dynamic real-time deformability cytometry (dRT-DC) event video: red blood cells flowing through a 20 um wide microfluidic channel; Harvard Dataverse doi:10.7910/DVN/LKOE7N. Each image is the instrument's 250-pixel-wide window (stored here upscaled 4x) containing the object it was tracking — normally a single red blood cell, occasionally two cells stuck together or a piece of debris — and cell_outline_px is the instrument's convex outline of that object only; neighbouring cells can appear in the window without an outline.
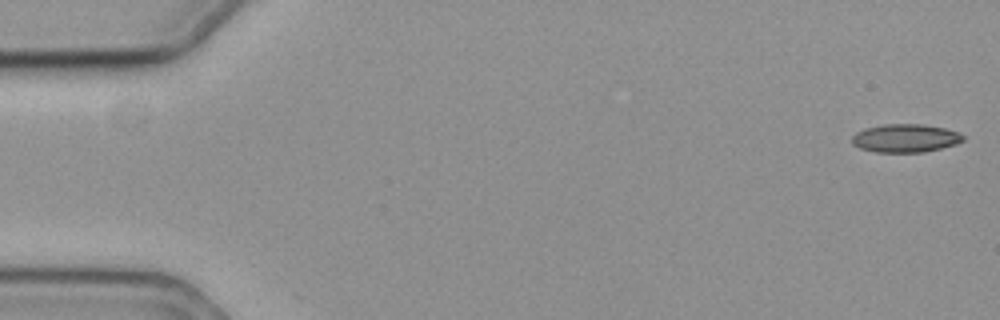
{"species": "common noctule bat (a hibernating species)", "species_latin": "Nyctalus noctula", "temperature_condition": "cold", "stored_images_in_passage": 52, "camera_frame_rate_fps": 3000, "um_per_image_px": 0.085, "animal": {"sex": "female", "body_mass_g": 19.3, "forearm_length_mm": 54.1}, "frame": {"image": 1, "passage_image": 1, "time_ms": 0.0, "image_size_px": [1000, 320], "cell_outline_px": [[964, 140], [956, 144], [924, 152], [876, 152], [860, 148], [852, 144], [852, 136], [856, 132], [864, 128], [884, 124], [924, 124], [944, 128], [960, 132], [964, 136]], "centroid_in_image_um": [76.95, 11.74], "position_along_channel_um": 8.0, "area_um2": 18.38}}
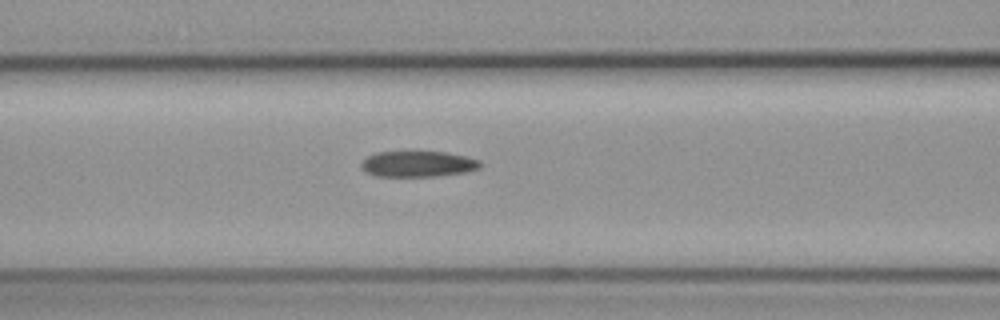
{"frame": {"image": 2, "passage_image": 24, "time_ms": 7.667, "image_size_px": [1000, 320], "cell_outline_px": [[484, 164], [480, 168], [468, 172], [436, 176], [376, 176], [368, 172], [360, 164], [368, 156], [376, 152], [448, 152], [480, 160]], "centroid_in_image_um": [35.6, 13.94], "position_along_channel_um": 131.0, "area_um2": 17.86}}
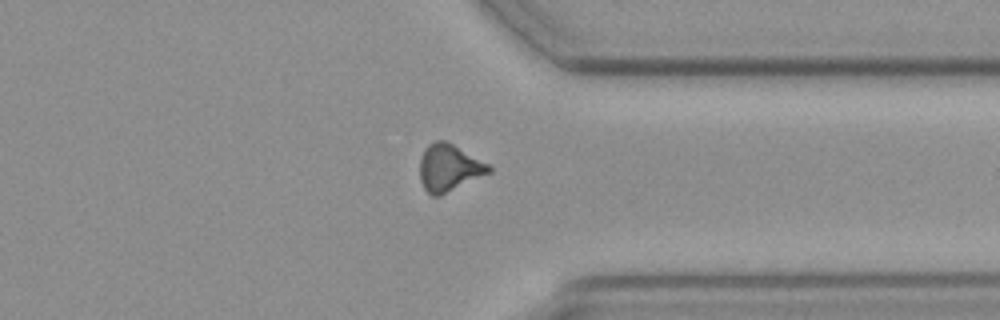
{"frame": {"image": 3, "passage_image": 45, "time_ms": 14.667, "image_size_px": [1000, 320], "cell_outline_px": [[492, 172], [440, 196], [432, 196], [424, 188], [420, 180], [420, 156], [424, 148], [428, 144], [436, 140], [444, 140], [452, 144], [488, 164], [492, 168]], "centroid_in_image_um": [38.14, 14.27], "position_along_channel_um": 373.3, "area_um2": 18.9}}